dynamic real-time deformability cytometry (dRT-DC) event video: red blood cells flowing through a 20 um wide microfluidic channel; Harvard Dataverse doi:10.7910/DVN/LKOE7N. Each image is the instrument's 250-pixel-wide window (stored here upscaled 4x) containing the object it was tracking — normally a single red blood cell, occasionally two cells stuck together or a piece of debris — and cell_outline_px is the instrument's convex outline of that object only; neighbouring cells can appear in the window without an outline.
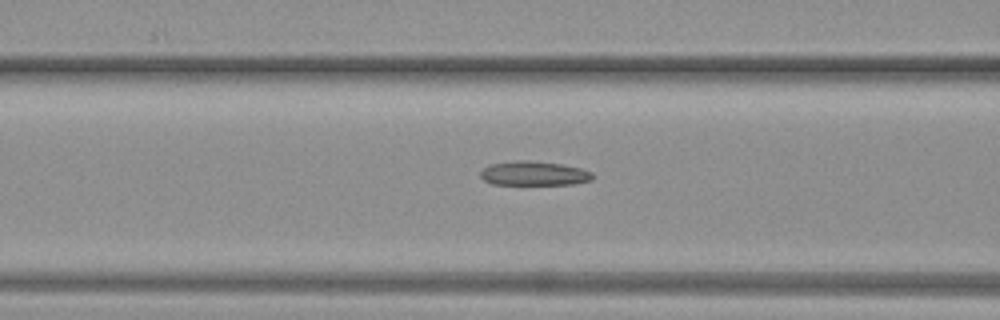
{"species": "common noctule bat (a hibernating species)", "species_latin": "Nyctalus noctula", "temperature_condition": "warm", "stored_images_in_passage": 23, "camera_frame_rate_fps": 3000, "um_per_image_px": 0.085, "animal": {"sex": "female", "body_mass_g": 19.3, "forearm_length_mm": 54.1}, "frame": {"image": 1, "passage_image": 19, "time_ms": 6.0, "image_size_px": [1000, 320], "cell_outline_px": [[596, 176], [592, 180], [572, 184], [492, 184], [484, 180], [480, 176], [480, 172], [484, 168], [492, 164], [516, 160], [528, 160], [560, 164], [580, 168], [592, 172]], "centroid_in_image_um": [45.41, 14.74], "position_along_channel_um": 121.2, "area_um2": 15.78}}
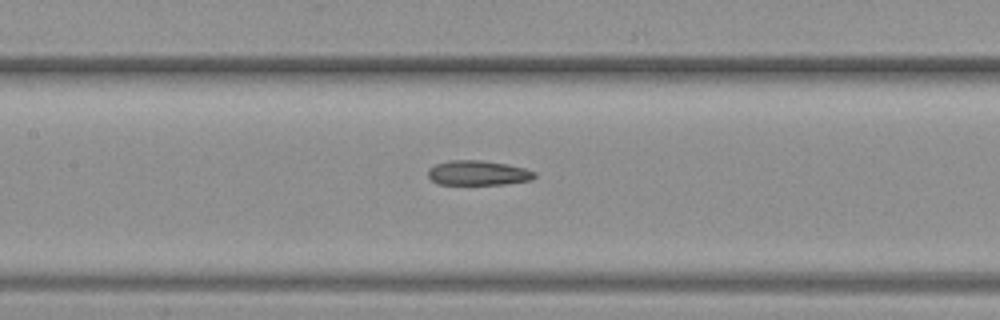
{"frame": {"image": 2, "passage_image": 22, "time_ms": 7.0, "image_size_px": [1000, 320], "cell_outline_px": [[536, 176], [532, 180], [504, 184], [436, 184], [428, 176], [428, 168], [436, 164], [448, 160], [480, 160], [508, 164], [524, 168], [536, 172]], "centroid_in_image_um": [40.63, 14.69], "position_along_channel_um": 166.8, "area_um2": 15.43}}